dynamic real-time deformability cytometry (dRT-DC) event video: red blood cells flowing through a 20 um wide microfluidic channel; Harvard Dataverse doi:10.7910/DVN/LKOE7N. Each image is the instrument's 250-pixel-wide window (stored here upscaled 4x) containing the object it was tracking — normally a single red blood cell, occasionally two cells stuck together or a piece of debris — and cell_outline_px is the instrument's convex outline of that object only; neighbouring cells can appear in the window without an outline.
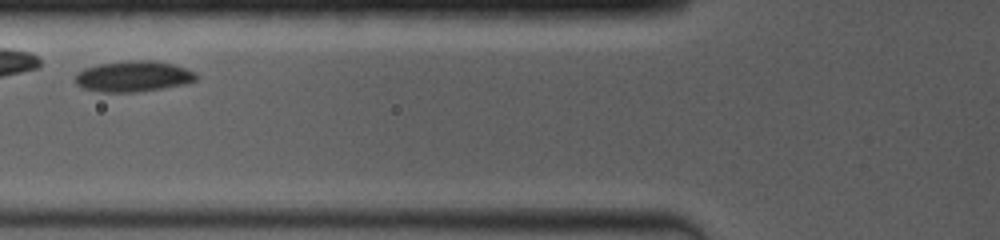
{"species": "common noctule bat (a hibernating species)", "species_latin": "Nyctalus noctula", "temperature_condition": "room temperature", "stored_images_in_passage": 6, "camera_frame_rate_fps": 4000, "um_per_image_px": 0.085, "animal": {"sex": "female", "body_mass_g": 19.0, "forearm_length_mm": 53.3}, "frame": {"image": 1, "passage_image": 4, "time_ms": 1.5, "image_size_px": [1000, 240], "cell_outline_px": [[196, 80], [184, 84], [136, 92], [100, 92], [84, 88], [76, 84], [76, 72], [84, 68], [100, 64], [128, 60], [148, 60], [172, 64], [196, 72]], "centroid_in_image_um": [11.3, 6.49], "position_along_channel_um": 114.5, "area_um2": 21.5}}
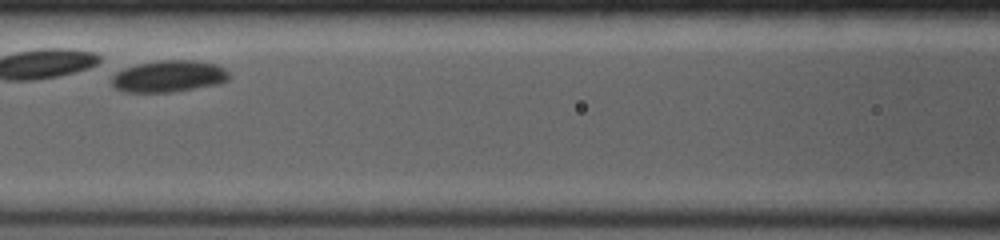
{"frame": {"image": 2, "passage_image": 6, "time_ms": 2.5, "image_size_px": [1000, 240], "cell_outline_px": [[232, 76], [228, 80], [220, 84], [172, 92], [124, 92], [116, 88], [112, 84], [112, 76], [116, 72], [124, 68], [136, 64], [160, 60], [192, 60], [220, 64]], "centroid_in_image_um": [14.39, 6.48], "position_along_channel_um": 152.2, "area_um2": 21.96}}